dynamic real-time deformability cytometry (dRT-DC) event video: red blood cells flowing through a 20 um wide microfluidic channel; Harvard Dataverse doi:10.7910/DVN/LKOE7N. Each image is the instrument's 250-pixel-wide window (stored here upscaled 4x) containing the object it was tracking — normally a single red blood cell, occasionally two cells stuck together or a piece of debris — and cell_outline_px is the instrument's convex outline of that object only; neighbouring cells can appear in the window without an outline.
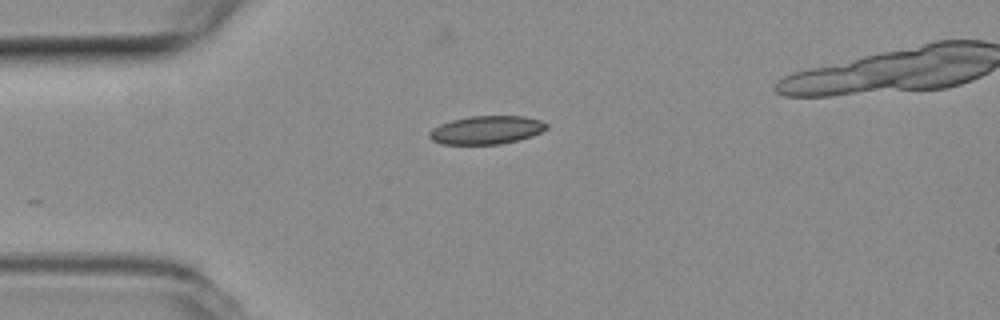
{"species": "common noctule bat (a hibernating species)", "species_latin": "Nyctalus noctula", "temperature_condition": "room temperature", "stored_images_in_passage": 8, "camera_frame_rate_fps": 3000, "um_per_image_px": 0.085, "animal": {"sex": "female", "body_mass_g": 19.3, "forearm_length_mm": 54.1}, "frame": {"image": 1, "passage_image": 1, "time_ms": 0.0, "image_size_px": [1000, 320], "cell_outline_px": [[548, 128], [532, 136], [500, 144], [440, 144], [432, 140], [428, 136], [428, 132], [432, 128], [440, 124], [452, 120], [472, 116], [524, 116], [540, 120], [548, 124]], "centroid_in_image_um": [41.33, 11.05], "position_along_channel_um": 43.7, "area_um2": 19.31}}
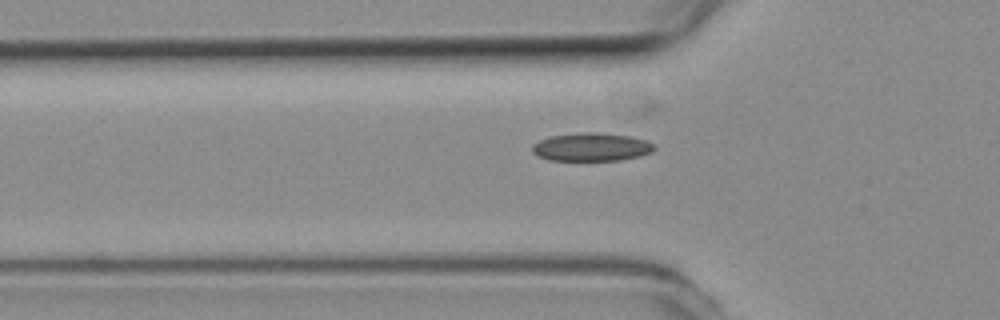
{"frame": {"image": 2, "passage_image": 5, "time_ms": 1.333, "image_size_px": [1000, 320], "cell_outline_px": [[656, 148], [652, 152], [640, 156], [620, 160], [548, 160], [536, 156], [532, 152], [532, 144], [548, 136], [580, 132], [596, 132], [628, 136], [644, 140], [652, 144]], "centroid_in_image_um": [50.22, 12.5], "position_along_channel_um": 75.6, "area_um2": 20.11}}